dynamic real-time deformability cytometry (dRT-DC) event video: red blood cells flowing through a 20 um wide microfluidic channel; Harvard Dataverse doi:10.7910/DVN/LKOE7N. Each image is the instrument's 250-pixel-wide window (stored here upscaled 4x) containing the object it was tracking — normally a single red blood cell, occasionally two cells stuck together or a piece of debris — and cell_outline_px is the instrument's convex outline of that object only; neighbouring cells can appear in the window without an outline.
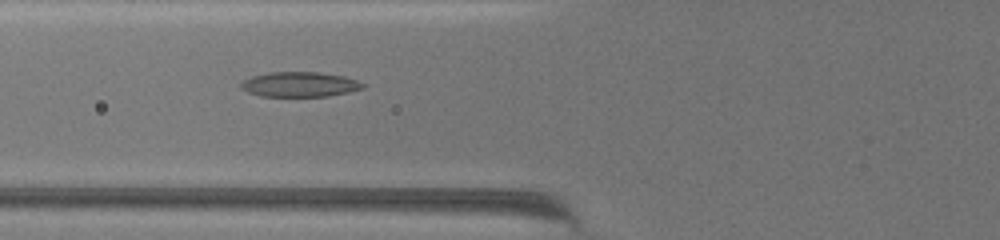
{"species": "common noctule bat (a hibernating species)", "species_latin": "Nyctalus noctula", "temperature_condition": "warm", "stored_images_in_passage": 50, "camera_frame_rate_fps": 3000, "um_per_image_px": 0.085, "animal": {"sex": "female", "body_mass_g": 19.5, "forearm_length_mm": 54.1}, "frame": {"image": 1, "passage_image": 8, "time_ms": 2.333, "image_size_px": [1000, 240], "cell_outline_px": [[364, 88], [348, 92], [328, 96], [260, 96], [248, 92], [240, 88], [240, 84], [244, 80], [252, 76], [268, 72], [316, 72], [344, 76], [356, 80], [364, 84]], "centroid_in_image_um": [25.45, 7.17], "position_along_channel_um": 100.4, "area_um2": 17.63}}
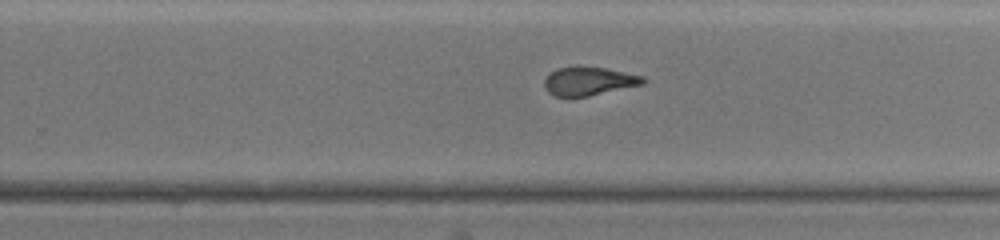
{"frame": {"image": 2, "passage_image": 26, "time_ms": 8.333, "image_size_px": [1000, 240], "cell_outline_px": [[648, 80], [644, 84], [588, 96], [556, 96], [548, 92], [544, 84], [544, 80], [556, 68], [576, 64], [580, 64], [604, 68], [644, 76]], "centroid_in_image_um": [50.06, 6.86], "position_along_channel_um": 279.7, "area_um2": 16.65}}
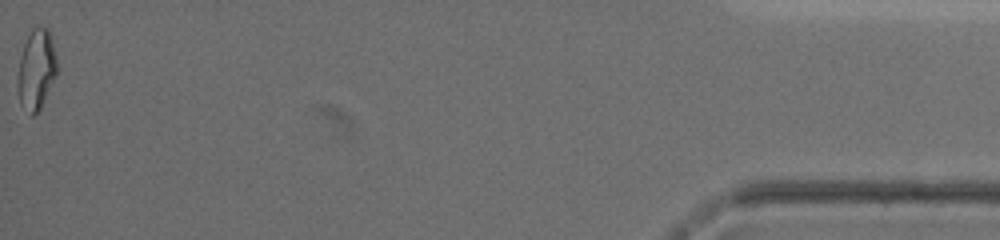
{"frame": {"image": 3, "passage_image": 50, "time_ms": 16.333, "image_size_px": [1000, 240], "cell_outline_px": [[56, 76], [40, 108], [32, 116], [20, 104], [16, 80], [20, 56], [24, 44], [32, 28], [36, 24], [48, 28], [56, 56]], "centroid_in_image_um": [3.07, 5.88], "position_along_channel_um": 432.1, "area_um2": 18.38}, "authors_computed_cell_mechanics": {"area_um2": 17.2244, "velocity_mm_per_s": 2.9904, "shape_relaxation_time_tau1_ms": null, "shape_relaxation_time_tau2_ms": 2.1051, "deformation_change_tau1": null, "deformation_change_tau2": 0.0846}}